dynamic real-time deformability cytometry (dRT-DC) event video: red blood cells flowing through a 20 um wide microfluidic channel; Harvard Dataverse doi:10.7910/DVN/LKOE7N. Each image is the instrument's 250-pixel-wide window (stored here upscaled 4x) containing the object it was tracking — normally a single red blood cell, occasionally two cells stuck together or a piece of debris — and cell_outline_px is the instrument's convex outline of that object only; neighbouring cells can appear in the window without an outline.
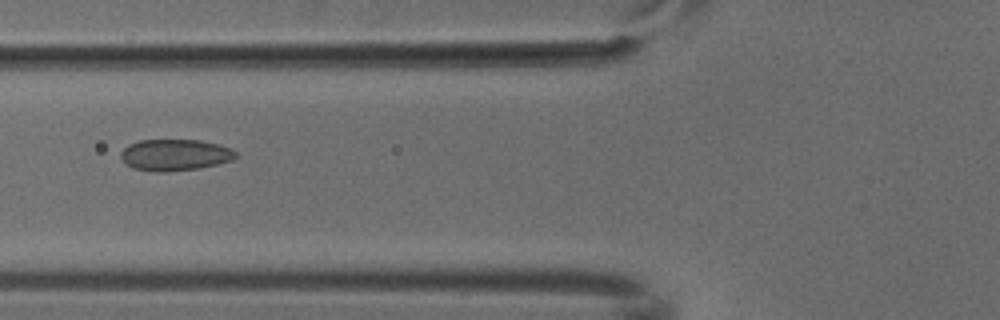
{"species": "common noctule bat (a hibernating species)", "species_latin": "Nyctalus noctula", "temperature_condition": "cold", "stored_images_in_passage": 5, "camera_frame_rate_fps": 3000, "um_per_image_px": 0.085, "animal": {"sex": "male", "body_mass_g": 18.8}, "frame": {"image": 1, "passage_image": 5, "time_ms": 1.333, "image_size_px": [1000, 320], "cell_outline_px": [[236, 156], [232, 160], [200, 168], [164, 172], [156, 172], [132, 168], [120, 156], [120, 152], [128, 144], [140, 140], [200, 140], [220, 144], [232, 148], [236, 152]], "centroid_in_image_um": [14.88, 13.16], "position_along_channel_um": 110.9, "area_um2": 21.1}}